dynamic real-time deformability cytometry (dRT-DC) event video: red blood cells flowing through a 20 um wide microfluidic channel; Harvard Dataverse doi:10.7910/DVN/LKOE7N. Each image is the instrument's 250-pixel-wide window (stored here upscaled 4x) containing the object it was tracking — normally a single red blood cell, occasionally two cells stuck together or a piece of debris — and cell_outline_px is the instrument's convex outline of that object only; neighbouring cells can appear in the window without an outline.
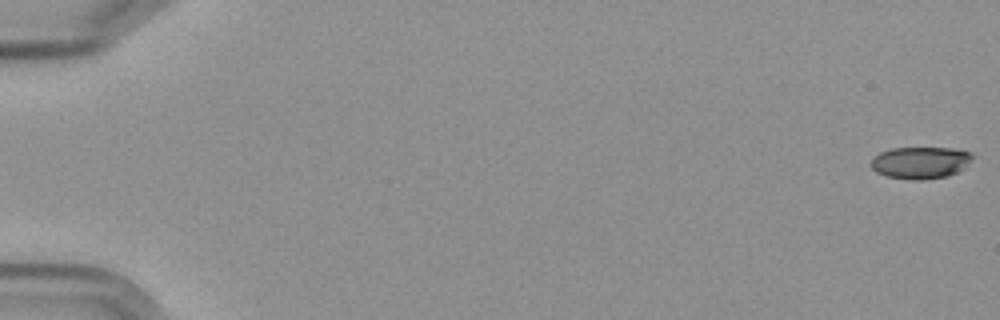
{"species": "Egyptian fruit bat (a non-hibernating species)", "species_latin": "Rousettus aegyptiacus", "temperature_condition": "cold", "stored_images_in_passage": 11, "camera_frame_rate_fps": 3000, "um_per_image_px": 0.085, "frame": {"image": 1, "passage_image": 1, "time_ms": 0.0, "image_size_px": [1000, 320], "cell_outline_px": [[976, 156], [956, 172], [948, 176], [920, 180], [912, 180], [888, 176], [876, 172], [868, 164], [872, 156], [880, 152], [892, 148], [952, 148], [972, 152]], "centroid_in_image_um": [78.2, 13.81], "position_along_channel_um": 6.8, "area_um2": 19.02}}
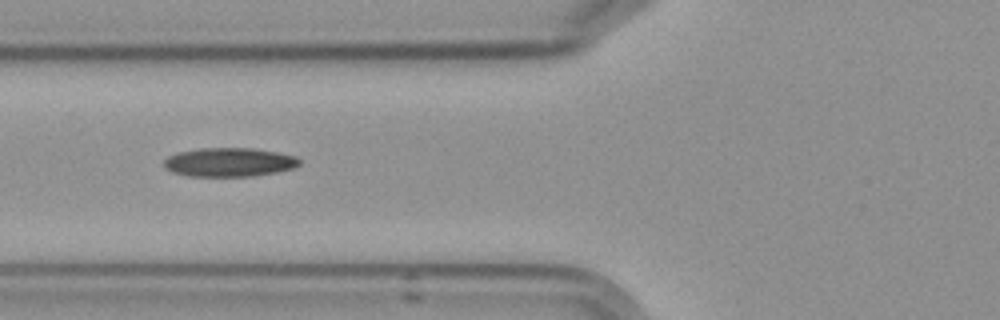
{"frame": {"image": 2, "passage_image": 7, "time_ms": 7.667, "image_size_px": [1000, 320], "cell_outline_px": [[300, 164], [292, 168], [276, 172], [252, 176], [188, 176], [172, 172], [164, 168], [164, 160], [168, 156], [176, 152], [200, 148], [252, 148], [276, 152], [296, 156], [300, 160]], "centroid_in_image_um": [19.44, 13.78], "position_along_channel_um": 106.4, "area_um2": 22.83}}
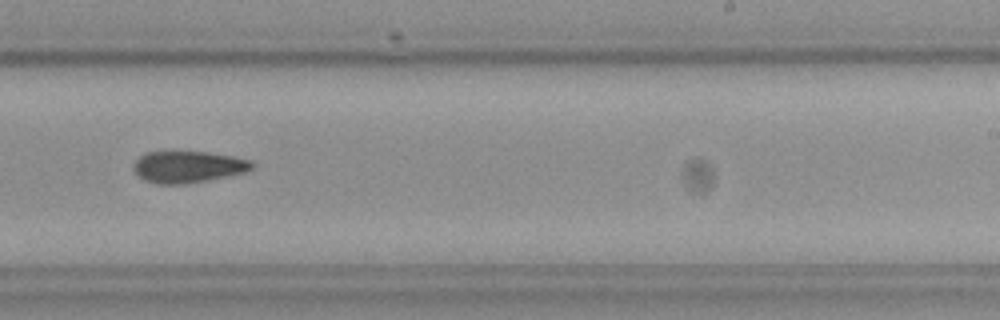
{"frame": {"image": 3, "passage_image": 11, "time_ms": 12.333, "image_size_px": [1000, 320], "cell_outline_px": [[252, 168], [244, 172], [228, 176], [208, 180], [184, 184], [156, 184], [144, 180], [136, 176], [132, 168], [132, 164], [140, 156], [148, 152], [208, 152], [232, 156], [252, 160]], "centroid_in_image_um": [15.93, 14.19], "position_along_channel_um": 273.1, "area_um2": 21.91}}